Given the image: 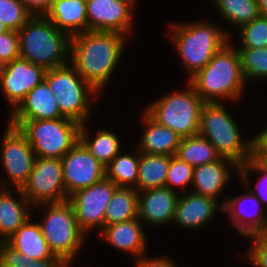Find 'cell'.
<instances>
[{"instance_id":"cell-1","label":"cell","mask_w":267,"mask_h":267,"mask_svg":"<svg viewBox=\"0 0 267 267\" xmlns=\"http://www.w3.org/2000/svg\"><path fill=\"white\" fill-rule=\"evenodd\" d=\"M126 37L116 32L90 30L71 37V65L100 94L118 65Z\"/></svg>"},{"instance_id":"cell-2","label":"cell","mask_w":267,"mask_h":267,"mask_svg":"<svg viewBox=\"0 0 267 267\" xmlns=\"http://www.w3.org/2000/svg\"><path fill=\"white\" fill-rule=\"evenodd\" d=\"M225 44L211 61L187 80L205 103H216L219 99L236 100L242 97L246 84L241 69L237 47Z\"/></svg>"},{"instance_id":"cell-3","label":"cell","mask_w":267,"mask_h":267,"mask_svg":"<svg viewBox=\"0 0 267 267\" xmlns=\"http://www.w3.org/2000/svg\"><path fill=\"white\" fill-rule=\"evenodd\" d=\"M171 40L187 72L188 80L205 67L230 41V34L209 21L170 24Z\"/></svg>"},{"instance_id":"cell-4","label":"cell","mask_w":267,"mask_h":267,"mask_svg":"<svg viewBox=\"0 0 267 267\" xmlns=\"http://www.w3.org/2000/svg\"><path fill=\"white\" fill-rule=\"evenodd\" d=\"M20 57L45 70L67 64L71 38L45 16H32L17 32Z\"/></svg>"},{"instance_id":"cell-5","label":"cell","mask_w":267,"mask_h":267,"mask_svg":"<svg viewBox=\"0 0 267 267\" xmlns=\"http://www.w3.org/2000/svg\"><path fill=\"white\" fill-rule=\"evenodd\" d=\"M199 135L205 137L221 156L244 164L252 156V138L242 139L240 128L220 102L204 103Z\"/></svg>"},{"instance_id":"cell-6","label":"cell","mask_w":267,"mask_h":267,"mask_svg":"<svg viewBox=\"0 0 267 267\" xmlns=\"http://www.w3.org/2000/svg\"><path fill=\"white\" fill-rule=\"evenodd\" d=\"M27 138L36 157L61 159L79 140L82 124L67 117L9 120Z\"/></svg>"},{"instance_id":"cell-7","label":"cell","mask_w":267,"mask_h":267,"mask_svg":"<svg viewBox=\"0 0 267 267\" xmlns=\"http://www.w3.org/2000/svg\"><path fill=\"white\" fill-rule=\"evenodd\" d=\"M44 81L56 95L60 112L67 118L81 124L88 123L91 98L97 99L98 93L87 83L69 63L46 70Z\"/></svg>"},{"instance_id":"cell-8","label":"cell","mask_w":267,"mask_h":267,"mask_svg":"<svg viewBox=\"0 0 267 267\" xmlns=\"http://www.w3.org/2000/svg\"><path fill=\"white\" fill-rule=\"evenodd\" d=\"M40 206L47 210L39 223L42 234L52 253L70 266L87 236L77 223L74 208L69 200Z\"/></svg>"},{"instance_id":"cell-9","label":"cell","mask_w":267,"mask_h":267,"mask_svg":"<svg viewBox=\"0 0 267 267\" xmlns=\"http://www.w3.org/2000/svg\"><path fill=\"white\" fill-rule=\"evenodd\" d=\"M150 103L146 111L157 123L176 132L181 138L197 135L200 114L204 101L197 95L193 86Z\"/></svg>"},{"instance_id":"cell-10","label":"cell","mask_w":267,"mask_h":267,"mask_svg":"<svg viewBox=\"0 0 267 267\" xmlns=\"http://www.w3.org/2000/svg\"><path fill=\"white\" fill-rule=\"evenodd\" d=\"M21 191L35 206L68 200L61 159L36 157L33 170Z\"/></svg>"},{"instance_id":"cell-11","label":"cell","mask_w":267,"mask_h":267,"mask_svg":"<svg viewBox=\"0 0 267 267\" xmlns=\"http://www.w3.org/2000/svg\"><path fill=\"white\" fill-rule=\"evenodd\" d=\"M117 188L106 177L94 185L75 191L69 196L77 223L88 236L93 229H103L106 208Z\"/></svg>"},{"instance_id":"cell-12","label":"cell","mask_w":267,"mask_h":267,"mask_svg":"<svg viewBox=\"0 0 267 267\" xmlns=\"http://www.w3.org/2000/svg\"><path fill=\"white\" fill-rule=\"evenodd\" d=\"M2 136L1 161L8 180L2 181L5 188L11 182L15 188H22L30 176L36 154L26 136L15 126L8 123Z\"/></svg>"},{"instance_id":"cell-13","label":"cell","mask_w":267,"mask_h":267,"mask_svg":"<svg viewBox=\"0 0 267 267\" xmlns=\"http://www.w3.org/2000/svg\"><path fill=\"white\" fill-rule=\"evenodd\" d=\"M63 180L69 197L77 190L90 187L106 177L102 165L79 140L62 158Z\"/></svg>"},{"instance_id":"cell-14","label":"cell","mask_w":267,"mask_h":267,"mask_svg":"<svg viewBox=\"0 0 267 267\" xmlns=\"http://www.w3.org/2000/svg\"><path fill=\"white\" fill-rule=\"evenodd\" d=\"M87 31L116 32L128 36L135 3L130 0H86Z\"/></svg>"},{"instance_id":"cell-15","label":"cell","mask_w":267,"mask_h":267,"mask_svg":"<svg viewBox=\"0 0 267 267\" xmlns=\"http://www.w3.org/2000/svg\"><path fill=\"white\" fill-rule=\"evenodd\" d=\"M250 173L251 171H238V175L240 174L239 176L243 180L242 183L245 185L244 187L248 190L247 194L235 198L229 197L221 202V206H223L222 211L228 212L233 227L237 228L238 232L245 237L256 232L267 230V215H264V207L249 190ZM245 202L247 206H253L254 210L252 211H254V213L248 212L249 209L246 210Z\"/></svg>"},{"instance_id":"cell-16","label":"cell","mask_w":267,"mask_h":267,"mask_svg":"<svg viewBox=\"0 0 267 267\" xmlns=\"http://www.w3.org/2000/svg\"><path fill=\"white\" fill-rule=\"evenodd\" d=\"M46 70L21 57L6 64L0 87L14 111L25 96L44 80Z\"/></svg>"},{"instance_id":"cell-17","label":"cell","mask_w":267,"mask_h":267,"mask_svg":"<svg viewBox=\"0 0 267 267\" xmlns=\"http://www.w3.org/2000/svg\"><path fill=\"white\" fill-rule=\"evenodd\" d=\"M178 192L158 187L138 192V218L143 224L161 226L173 223Z\"/></svg>"},{"instance_id":"cell-18","label":"cell","mask_w":267,"mask_h":267,"mask_svg":"<svg viewBox=\"0 0 267 267\" xmlns=\"http://www.w3.org/2000/svg\"><path fill=\"white\" fill-rule=\"evenodd\" d=\"M184 193L177 200L173 220V223L183 229L202 228L212 220L217 209L223 210V206L217 202L218 200L193 192L185 191Z\"/></svg>"},{"instance_id":"cell-19","label":"cell","mask_w":267,"mask_h":267,"mask_svg":"<svg viewBox=\"0 0 267 267\" xmlns=\"http://www.w3.org/2000/svg\"><path fill=\"white\" fill-rule=\"evenodd\" d=\"M11 112L9 120H46L65 117L60 112L56 95L44 80L35 86Z\"/></svg>"},{"instance_id":"cell-20","label":"cell","mask_w":267,"mask_h":267,"mask_svg":"<svg viewBox=\"0 0 267 267\" xmlns=\"http://www.w3.org/2000/svg\"><path fill=\"white\" fill-rule=\"evenodd\" d=\"M228 165L238 172L239 165L231 159L220 157L218 160L194 167L193 183L195 194L211 197L217 200L229 181Z\"/></svg>"},{"instance_id":"cell-21","label":"cell","mask_w":267,"mask_h":267,"mask_svg":"<svg viewBox=\"0 0 267 267\" xmlns=\"http://www.w3.org/2000/svg\"><path fill=\"white\" fill-rule=\"evenodd\" d=\"M139 218L106 225L101 230V237L108 244L120 251L130 253L135 258L147 253L146 234Z\"/></svg>"},{"instance_id":"cell-22","label":"cell","mask_w":267,"mask_h":267,"mask_svg":"<svg viewBox=\"0 0 267 267\" xmlns=\"http://www.w3.org/2000/svg\"><path fill=\"white\" fill-rule=\"evenodd\" d=\"M142 117L145 129L138 143L139 152L151 155H176L182 138L170 128L157 123L146 111Z\"/></svg>"},{"instance_id":"cell-23","label":"cell","mask_w":267,"mask_h":267,"mask_svg":"<svg viewBox=\"0 0 267 267\" xmlns=\"http://www.w3.org/2000/svg\"><path fill=\"white\" fill-rule=\"evenodd\" d=\"M45 16L70 38L87 31L86 0H53Z\"/></svg>"},{"instance_id":"cell-24","label":"cell","mask_w":267,"mask_h":267,"mask_svg":"<svg viewBox=\"0 0 267 267\" xmlns=\"http://www.w3.org/2000/svg\"><path fill=\"white\" fill-rule=\"evenodd\" d=\"M15 190L21 198L12 196L10 188L5 187L0 191V242H6L31 216L29 207L32 204L23 195L21 188Z\"/></svg>"},{"instance_id":"cell-25","label":"cell","mask_w":267,"mask_h":267,"mask_svg":"<svg viewBox=\"0 0 267 267\" xmlns=\"http://www.w3.org/2000/svg\"><path fill=\"white\" fill-rule=\"evenodd\" d=\"M6 242L32 260L61 259L52 253L39 223H32L31 218L21 225Z\"/></svg>"},{"instance_id":"cell-26","label":"cell","mask_w":267,"mask_h":267,"mask_svg":"<svg viewBox=\"0 0 267 267\" xmlns=\"http://www.w3.org/2000/svg\"><path fill=\"white\" fill-rule=\"evenodd\" d=\"M171 156L139 152L137 191L165 187Z\"/></svg>"},{"instance_id":"cell-27","label":"cell","mask_w":267,"mask_h":267,"mask_svg":"<svg viewBox=\"0 0 267 267\" xmlns=\"http://www.w3.org/2000/svg\"><path fill=\"white\" fill-rule=\"evenodd\" d=\"M138 218V191L117 187L105 212L104 226Z\"/></svg>"},{"instance_id":"cell-28","label":"cell","mask_w":267,"mask_h":267,"mask_svg":"<svg viewBox=\"0 0 267 267\" xmlns=\"http://www.w3.org/2000/svg\"><path fill=\"white\" fill-rule=\"evenodd\" d=\"M87 123L80 129V141L102 165L105 167L120 152L121 143L114 132L106 129L97 130L94 138L89 137L86 130Z\"/></svg>"},{"instance_id":"cell-29","label":"cell","mask_w":267,"mask_h":267,"mask_svg":"<svg viewBox=\"0 0 267 267\" xmlns=\"http://www.w3.org/2000/svg\"><path fill=\"white\" fill-rule=\"evenodd\" d=\"M176 156L193 167L214 162L221 157L213 145L199 134L182 138Z\"/></svg>"},{"instance_id":"cell-30","label":"cell","mask_w":267,"mask_h":267,"mask_svg":"<svg viewBox=\"0 0 267 267\" xmlns=\"http://www.w3.org/2000/svg\"><path fill=\"white\" fill-rule=\"evenodd\" d=\"M121 154V151L105 167L106 178L117 187H133L137 190L139 150L136 153Z\"/></svg>"},{"instance_id":"cell-31","label":"cell","mask_w":267,"mask_h":267,"mask_svg":"<svg viewBox=\"0 0 267 267\" xmlns=\"http://www.w3.org/2000/svg\"><path fill=\"white\" fill-rule=\"evenodd\" d=\"M222 18L238 29L259 16L257 0H214Z\"/></svg>"},{"instance_id":"cell-32","label":"cell","mask_w":267,"mask_h":267,"mask_svg":"<svg viewBox=\"0 0 267 267\" xmlns=\"http://www.w3.org/2000/svg\"><path fill=\"white\" fill-rule=\"evenodd\" d=\"M245 81L267 79V47L237 49Z\"/></svg>"},{"instance_id":"cell-33","label":"cell","mask_w":267,"mask_h":267,"mask_svg":"<svg viewBox=\"0 0 267 267\" xmlns=\"http://www.w3.org/2000/svg\"><path fill=\"white\" fill-rule=\"evenodd\" d=\"M0 267H68L62 259L32 260L7 242H0Z\"/></svg>"},{"instance_id":"cell-34","label":"cell","mask_w":267,"mask_h":267,"mask_svg":"<svg viewBox=\"0 0 267 267\" xmlns=\"http://www.w3.org/2000/svg\"><path fill=\"white\" fill-rule=\"evenodd\" d=\"M32 16L21 0H0V22L8 30L18 32Z\"/></svg>"},{"instance_id":"cell-35","label":"cell","mask_w":267,"mask_h":267,"mask_svg":"<svg viewBox=\"0 0 267 267\" xmlns=\"http://www.w3.org/2000/svg\"><path fill=\"white\" fill-rule=\"evenodd\" d=\"M241 47L237 49L267 47V18L258 16L253 21L240 27Z\"/></svg>"},{"instance_id":"cell-36","label":"cell","mask_w":267,"mask_h":267,"mask_svg":"<svg viewBox=\"0 0 267 267\" xmlns=\"http://www.w3.org/2000/svg\"><path fill=\"white\" fill-rule=\"evenodd\" d=\"M194 167L187 162L181 160L176 155H172L170 158L168 173L166 177L165 187L176 191V187H181L182 191L186 185L193 183Z\"/></svg>"},{"instance_id":"cell-37","label":"cell","mask_w":267,"mask_h":267,"mask_svg":"<svg viewBox=\"0 0 267 267\" xmlns=\"http://www.w3.org/2000/svg\"><path fill=\"white\" fill-rule=\"evenodd\" d=\"M246 238H252V246L246 253L254 267H267V230L253 233Z\"/></svg>"},{"instance_id":"cell-38","label":"cell","mask_w":267,"mask_h":267,"mask_svg":"<svg viewBox=\"0 0 267 267\" xmlns=\"http://www.w3.org/2000/svg\"><path fill=\"white\" fill-rule=\"evenodd\" d=\"M20 57L17 31L8 30L0 34V59L6 64Z\"/></svg>"},{"instance_id":"cell-39","label":"cell","mask_w":267,"mask_h":267,"mask_svg":"<svg viewBox=\"0 0 267 267\" xmlns=\"http://www.w3.org/2000/svg\"><path fill=\"white\" fill-rule=\"evenodd\" d=\"M238 171H256L260 173L262 177H259V181L255 185L256 190L251 189L250 192L256 196L265 209L264 204L267 203V171L262 169L252 158H249L244 164L239 165Z\"/></svg>"},{"instance_id":"cell-40","label":"cell","mask_w":267,"mask_h":267,"mask_svg":"<svg viewBox=\"0 0 267 267\" xmlns=\"http://www.w3.org/2000/svg\"><path fill=\"white\" fill-rule=\"evenodd\" d=\"M145 255L146 254L134 259L135 267H177L173 260L171 261L170 257L162 255L152 259Z\"/></svg>"},{"instance_id":"cell-41","label":"cell","mask_w":267,"mask_h":267,"mask_svg":"<svg viewBox=\"0 0 267 267\" xmlns=\"http://www.w3.org/2000/svg\"><path fill=\"white\" fill-rule=\"evenodd\" d=\"M26 9L33 15H45L51 8L53 0H21Z\"/></svg>"},{"instance_id":"cell-42","label":"cell","mask_w":267,"mask_h":267,"mask_svg":"<svg viewBox=\"0 0 267 267\" xmlns=\"http://www.w3.org/2000/svg\"><path fill=\"white\" fill-rule=\"evenodd\" d=\"M252 151H267V127L253 136Z\"/></svg>"},{"instance_id":"cell-43","label":"cell","mask_w":267,"mask_h":267,"mask_svg":"<svg viewBox=\"0 0 267 267\" xmlns=\"http://www.w3.org/2000/svg\"><path fill=\"white\" fill-rule=\"evenodd\" d=\"M251 158L264 170L267 171V151H252Z\"/></svg>"},{"instance_id":"cell-44","label":"cell","mask_w":267,"mask_h":267,"mask_svg":"<svg viewBox=\"0 0 267 267\" xmlns=\"http://www.w3.org/2000/svg\"><path fill=\"white\" fill-rule=\"evenodd\" d=\"M259 15L267 18V0H257Z\"/></svg>"},{"instance_id":"cell-45","label":"cell","mask_w":267,"mask_h":267,"mask_svg":"<svg viewBox=\"0 0 267 267\" xmlns=\"http://www.w3.org/2000/svg\"><path fill=\"white\" fill-rule=\"evenodd\" d=\"M5 68H6V63L0 59V79L3 73L5 72Z\"/></svg>"},{"instance_id":"cell-46","label":"cell","mask_w":267,"mask_h":267,"mask_svg":"<svg viewBox=\"0 0 267 267\" xmlns=\"http://www.w3.org/2000/svg\"><path fill=\"white\" fill-rule=\"evenodd\" d=\"M8 29L5 27L3 23L0 22V34L7 32Z\"/></svg>"},{"instance_id":"cell-47","label":"cell","mask_w":267,"mask_h":267,"mask_svg":"<svg viewBox=\"0 0 267 267\" xmlns=\"http://www.w3.org/2000/svg\"><path fill=\"white\" fill-rule=\"evenodd\" d=\"M2 181H0V191L3 189Z\"/></svg>"}]
</instances>
